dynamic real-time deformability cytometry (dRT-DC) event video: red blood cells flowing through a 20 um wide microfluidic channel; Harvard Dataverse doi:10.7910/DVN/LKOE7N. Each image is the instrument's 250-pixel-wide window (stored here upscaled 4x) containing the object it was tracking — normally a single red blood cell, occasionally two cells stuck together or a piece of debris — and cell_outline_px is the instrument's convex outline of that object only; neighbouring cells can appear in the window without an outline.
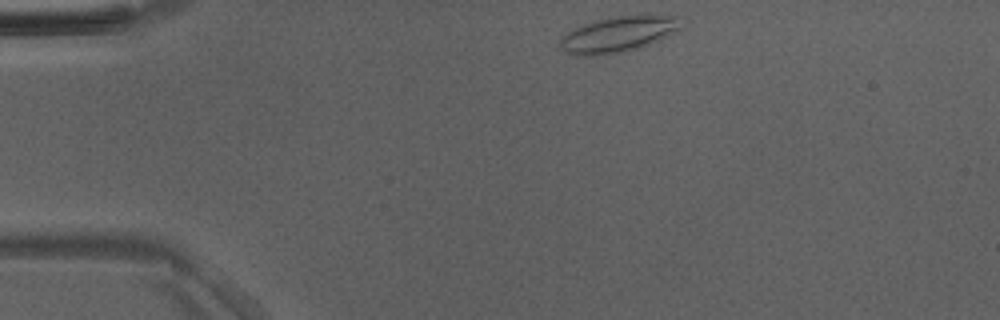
{"species": "Egyptian fruit bat (a non-hibernating species)", "species_latin": "Rousettus aegyptiacus", "temperature_condition": "room temperature", "stored_images_in_passage": 40, "camera_frame_rate_fps": 3000, "um_per_image_px": 0.085, "animal": {"sex": "male"}, "frame": {"image": 1, "passage_image": 1, "time_ms": 0.0, "image_size_px": [1000, 320], "cell_outline_px": [[680, 28], [676, 32], [652, 44], [640, 48], [620, 52], [596, 56], [580, 56], [568, 52], [560, 48], [560, 40], [568, 32], [592, 20], [616, 16], [680, 16]], "centroid_in_image_um": [52.56, 2.93], "position_along_channel_um": 32.4, "area_um2": 24.97}}
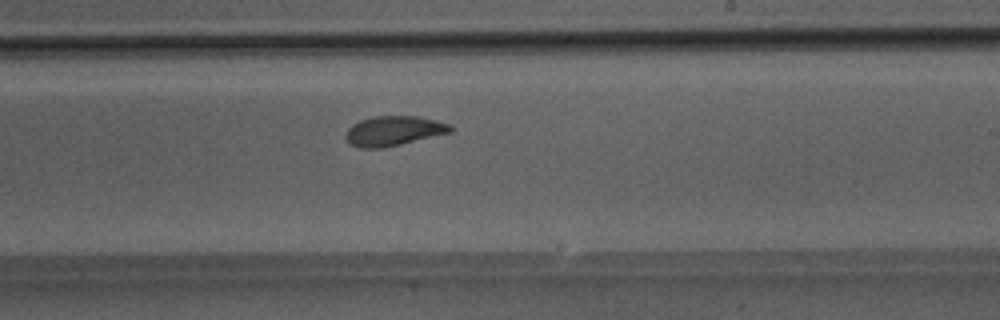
{"frame": {"image": 2, "passage_image": 21, "time_ms": 6.667, "image_size_px": [1000, 320], "cell_outline_px": [[452, 132], [400, 144], [380, 148], [360, 148], [352, 144], [344, 136], [348, 128], [352, 124], [360, 120], [376, 116], [416, 116], [436, 120], [448, 124], [452, 128]], "centroid_in_image_um": [33.44, 11.12], "position_along_channel_um": 255.6, "area_um2": 17.92}}
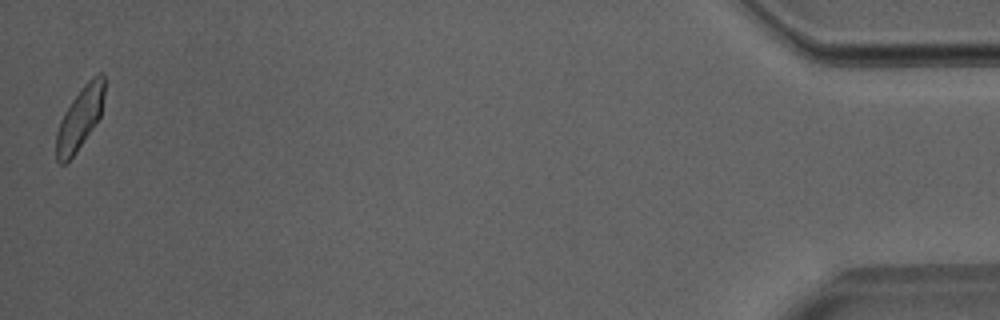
{"frame": {"image": 3, "passage_image": 40, "time_ms": 13.0, "image_size_px": [1000, 320], "cell_outline_px": [[104, 96], [100, 116], [76, 152], [64, 164], [60, 164], [56, 160], [56, 132], [60, 120], [64, 112], [72, 100], [84, 84], [92, 76], [100, 72], [104, 72]], "centroid_in_image_um": [6.78, 10.02], "position_along_channel_um": 428.4, "area_um2": 17.34}}